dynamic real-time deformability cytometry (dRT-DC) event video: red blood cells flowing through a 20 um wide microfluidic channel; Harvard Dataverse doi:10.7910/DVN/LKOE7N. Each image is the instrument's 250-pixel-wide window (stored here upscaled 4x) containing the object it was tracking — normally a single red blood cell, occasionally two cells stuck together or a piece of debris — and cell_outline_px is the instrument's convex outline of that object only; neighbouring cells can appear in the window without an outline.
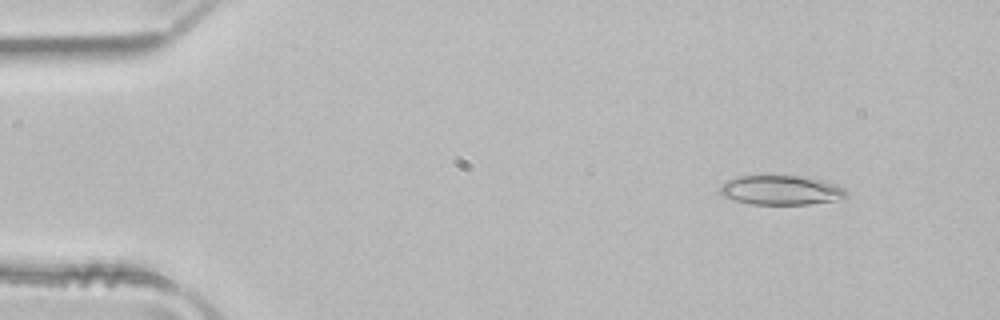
{"species": "common noctule bat (a hibernating species)", "species_latin": "Nyctalus noctula", "temperature_condition": "room temperature", "stored_images_in_passage": 51, "camera_frame_rate_fps": 3000, "um_per_image_px": 0.085, "animal": {"sex": "male", "body_mass_g": 21.5, "forearm_length_mm": 52.0}, "frame": {"image": 1, "passage_image": 6, "time_ms": 1.667, "image_size_px": [1000, 320], "cell_outline_px": [[848, 196], [844, 200], [808, 204], [748, 204], [720, 196], [720, 188], [724, 184], [736, 176], [812, 176], [836, 184], [844, 188], [848, 192]], "centroid_in_image_um": [66.48, 16.17], "position_along_channel_um": 18.5, "area_um2": 22.08}}
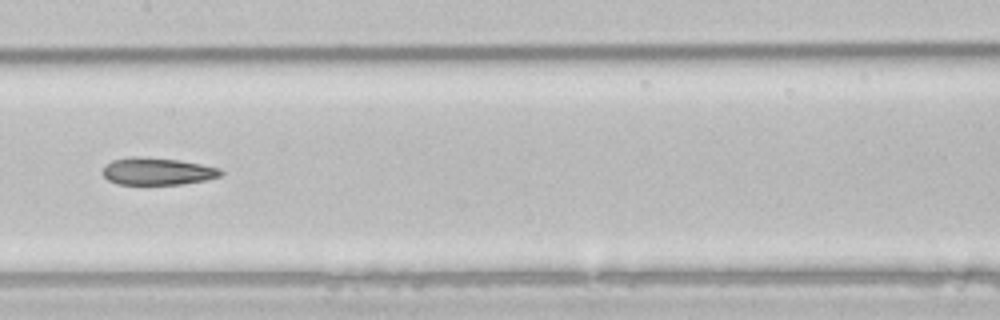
{"frame": {"image": 2, "passage_image": 26, "time_ms": 8.333, "image_size_px": [1000, 320], "cell_outline_px": [[224, 172], [220, 176], [204, 180], [180, 184], [116, 184], [108, 180], [100, 172], [112, 160], [128, 156], [132, 156], [176, 160], [200, 164], [220, 168]], "centroid_in_image_um": [13.34, 14.56], "position_along_channel_um": 194.1, "area_um2": 18.55}}
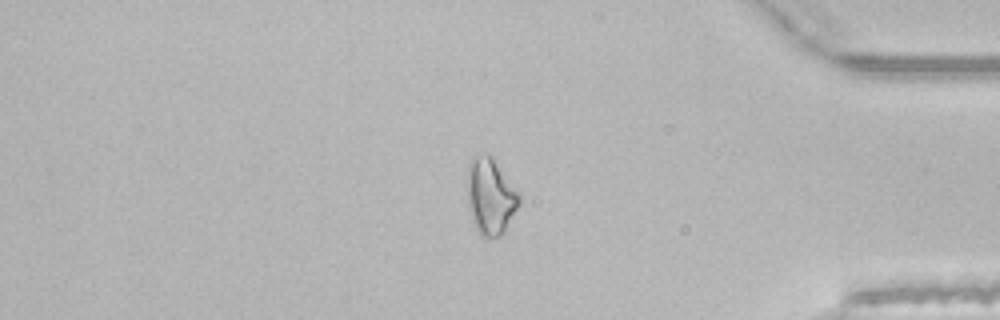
{"frame": {"image": 3, "passage_image": 43, "time_ms": 14.0, "image_size_px": [1000, 320], "cell_outline_px": [[524, 196], [520, 204], [504, 232], [488, 240], [484, 240], [480, 236], [472, 220], [468, 204], [468, 164], [472, 156], [492, 156]], "centroid_in_image_um": [41.74, 16.72], "position_along_channel_um": 393.5, "area_um2": 23.52}, "authors_computed_cell_mechanics": {"area_um2": 21.9062, "velocity_mm_per_s": 4.0153, "shape_relaxation_time_tau1_ms": 8.2861, "shape_relaxation_time_tau2_ms": 2.7974, "deformation_change_tau1": 0.1789, "deformation_change_tau2": 0.1094}}